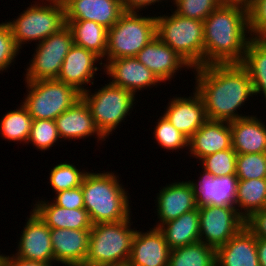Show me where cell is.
Here are the masks:
<instances>
[{
    "label": "cell",
    "mask_w": 266,
    "mask_h": 266,
    "mask_svg": "<svg viewBox=\"0 0 266 266\" xmlns=\"http://www.w3.org/2000/svg\"><path fill=\"white\" fill-rule=\"evenodd\" d=\"M167 245L172 250L200 241L198 207L180 217L160 225Z\"/></svg>",
    "instance_id": "cell-27"
},
{
    "label": "cell",
    "mask_w": 266,
    "mask_h": 266,
    "mask_svg": "<svg viewBox=\"0 0 266 266\" xmlns=\"http://www.w3.org/2000/svg\"><path fill=\"white\" fill-rule=\"evenodd\" d=\"M197 182L190 180L197 207L205 205L235 206L238 178L236 175L214 177L202 169Z\"/></svg>",
    "instance_id": "cell-19"
},
{
    "label": "cell",
    "mask_w": 266,
    "mask_h": 266,
    "mask_svg": "<svg viewBox=\"0 0 266 266\" xmlns=\"http://www.w3.org/2000/svg\"><path fill=\"white\" fill-rule=\"evenodd\" d=\"M2 257H3V254H0V266H1Z\"/></svg>",
    "instance_id": "cell-49"
},
{
    "label": "cell",
    "mask_w": 266,
    "mask_h": 266,
    "mask_svg": "<svg viewBox=\"0 0 266 266\" xmlns=\"http://www.w3.org/2000/svg\"><path fill=\"white\" fill-rule=\"evenodd\" d=\"M55 199L51 200L55 205L65 209H81L84 208L83 192L81 186L62 190L55 193Z\"/></svg>",
    "instance_id": "cell-41"
},
{
    "label": "cell",
    "mask_w": 266,
    "mask_h": 266,
    "mask_svg": "<svg viewBox=\"0 0 266 266\" xmlns=\"http://www.w3.org/2000/svg\"><path fill=\"white\" fill-rule=\"evenodd\" d=\"M198 211L200 241L216 249L245 226L246 220L235 206L205 205Z\"/></svg>",
    "instance_id": "cell-11"
},
{
    "label": "cell",
    "mask_w": 266,
    "mask_h": 266,
    "mask_svg": "<svg viewBox=\"0 0 266 266\" xmlns=\"http://www.w3.org/2000/svg\"><path fill=\"white\" fill-rule=\"evenodd\" d=\"M189 97L173 96L163 113L165 118L187 138H190L207 121L201 96L193 90Z\"/></svg>",
    "instance_id": "cell-15"
},
{
    "label": "cell",
    "mask_w": 266,
    "mask_h": 266,
    "mask_svg": "<svg viewBox=\"0 0 266 266\" xmlns=\"http://www.w3.org/2000/svg\"><path fill=\"white\" fill-rule=\"evenodd\" d=\"M168 266H216V248L201 241L174 248Z\"/></svg>",
    "instance_id": "cell-31"
},
{
    "label": "cell",
    "mask_w": 266,
    "mask_h": 266,
    "mask_svg": "<svg viewBox=\"0 0 266 266\" xmlns=\"http://www.w3.org/2000/svg\"><path fill=\"white\" fill-rule=\"evenodd\" d=\"M191 71L207 120L232 122L249 116L238 112L254 96L249 73L241 64H211Z\"/></svg>",
    "instance_id": "cell-1"
},
{
    "label": "cell",
    "mask_w": 266,
    "mask_h": 266,
    "mask_svg": "<svg viewBox=\"0 0 266 266\" xmlns=\"http://www.w3.org/2000/svg\"><path fill=\"white\" fill-rule=\"evenodd\" d=\"M74 163H59L55 165L49 173L50 187L54 193L74 189L81 186L84 176L87 174L86 170L80 171Z\"/></svg>",
    "instance_id": "cell-33"
},
{
    "label": "cell",
    "mask_w": 266,
    "mask_h": 266,
    "mask_svg": "<svg viewBox=\"0 0 266 266\" xmlns=\"http://www.w3.org/2000/svg\"><path fill=\"white\" fill-rule=\"evenodd\" d=\"M33 210L49 228L56 229H91L92 223L85 208L65 209L49 200L35 201Z\"/></svg>",
    "instance_id": "cell-26"
},
{
    "label": "cell",
    "mask_w": 266,
    "mask_h": 266,
    "mask_svg": "<svg viewBox=\"0 0 266 266\" xmlns=\"http://www.w3.org/2000/svg\"><path fill=\"white\" fill-rule=\"evenodd\" d=\"M153 135L156 143L160 148L176 152L179 149H189V138L177 130L164 115L160 116L158 121L155 122ZM172 150V151H171Z\"/></svg>",
    "instance_id": "cell-34"
},
{
    "label": "cell",
    "mask_w": 266,
    "mask_h": 266,
    "mask_svg": "<svg viewBox=\"0 0 266 266\" xmlns=\"http://www.w3.org/2000/svg\"><path fill=\"white\" fill-rule=\"evenodd\" d=\"M97 62L102 66L101 68L97 67ZM102 69H104V64L98 55L74 44L64 58L57 80L83 93L88 89L87 84L94 85V76L98 70Z\"/></svg>",
    "instance_id": "cell-14"
},
{
    "label": "cell",
    "mask_w": 266,
    "mask_h": 266,
    "mask_svg": "<svg viewBox=\"0 0 266 266\" xmlns=\"http://www.w3.org/2000/svg\"><path fill=\"white\" fill-rule=\"evenodd\" d=\"M41 3H31L16 19L7 21L19 49L32 41L40 43L67 25L64 5Z\"/></svg>",
    "instance_id": "cell-7"
},
{
    "label": "cell",
    "mask_w": 266,
    "mask_h": 266,
    "mask_svg": "<svg viewBox=\"0 0 266 266\" xmlns=\"http://www.w3.org/2000/svg\"><path fill=\"white\" fill-rule=\"evenodd\" d=\"M61 141L65 139L80 140L84 138H97V143L101 140L106 141L105 137L97 129L91 111L85 101L81 98L73 106L61 113L55 119ZM63 139V140H62Z\"/></svg>",
    "instance_id": "cell-21"
},
{
    "label": "cell",
    "mask_w": 266,
    "mask_h": 266,
    "mask_svg": "<svg viewBox=\"0 0 266 266\" xmlns=\"http://www.w3.org/2000/svg\"><path fill=\"white\" fill-rule=\"evenodd\" d=\"M156 195L154 201L157 203L155 204L157 211L155 213L159 220L155 228L197 208L195 192L190 180L166 184Z\"/></svg>",
    "instance_id": "cell-16"
},
{
    "label": "cell",
    "mask_w": 266,
    "mask_h": 266,
    "mask_svg": "<svg viewBox=\"0 0 266 266\" xmlns=\"http://www.w3.org/2000/svg\"><path fill=\"white\" fill-rule=\"evenodd\" d=\"M171 249L159 228L136 231L128 260L130 266H168Z\"/></svg>",
    "instance_id": "cell-20"
},
{
    "label": "cell",
    "mask_w": 266,
    "mask_h": 266,
    "mask_svg": "<svg viewBox=\"0 0 266 266\" xmlns=\"http://www.w3.org/2000/svg\"><path fill=\"white\" fill-rule=\"evenodd\" d=\"M232 148L229 122L207 120L189 138V154L199 161L207 155Z\"/></svg>",
    "instance_id": "cell-23"
},
{
    "label": "cell",
    "mask_w": 266,
    "mask_h": 266,
    "mask_svg": "<svg viewBox=\"0 0 266 266\" xmlns=\"http://www.w3.org/2000/svg\"><path fill=\"white\" fill-rule=\"evenodd\" d=\"M26 219L17 243V252L14 255L27 260L54 263L50 228L33 209Z\"/></svg>",
    "instance_id": "cell-13"
},
{
    "label": "cell",
    "mask_w": 266,
    "mask_h": 266,
    "mask_svg": "<svg viewBox=\"0 0 266 266\" xmlns=\"http://www.w3.org/2000/svg\"><path fill=\"white\" fill-rule=\"evenodd\" d=\"M203 25L204 65L241 64L251 39L248 5L223 2Z\"/></svg>",
    "instance_id": "cell-2"
},
{
    "label": "cell",
    "mask_w": 266,
    "mask_h": 266,
    "mask_svg": "<svg viewBox=\"0 0 266 266\" xmlns=\"http://www.w3.org/2000/svg\"><path fill=\"white\" fill-rule=\"evenodd\" d=\"M176 9L173 11L190 19L204 21L208 15L218 8L222 0H171Z\"/></svg>",
    "instance_id": "cell-38"
},
{
    "label": "cell",
    "mask_w": 266,
    "mask_h": 266,
    "mask_svg": "<svg viewBox=\"0 0 266 266\" xmlns=\"http://www.w3.org/2000/svg\"><path fill=\"white\" fill-rule=\"evenodd\" d=\"M106 62V63H105ZM104 72L108 75L111 84L122 87L135 95L149 87H158L162 82L136 57L116 58L105 60ZM161 83V84H160ZM157 86V87H156ZM137 92V93H136Z\"/></svg>",
    "instance_id": "cell-12"
},
{
    "label": "cell",
    "mask_w": 266,
    "mask_h": 266,
    "mask_svg": "<svg viewBox=\"0 0 266 266\" xmlns=\"http://www.w3.org/2000/svg\"><path fill=\"white\" fill-rule=\"evenodd\" d=\"M136 58L164 83L171 82L182 68L192 69L176 51L157 36L138 52Z\"/></svg>",
    "instance_id": "cell-17"
},
{
    "label": "cell",
    "mask_w": 266,
    "mask_h": 266,
    "mask_svg": "<svg viewBox=\"0 0 266 266\" xmlns=\"http://www.w3.org/2000/svg\"><path fill=\"white\" fill-rule=\"evenodd\" d=\"M61 138L56 127L55 120L33 119L29 139L27 144L31 143L37 151H47L59 143Z\"/></svg>",
    "instance_id": "cell-35"
},
{
    "label": "cell",
    "mask_w": 266,
    "mask_h": 266,
    "mask_svg": "<svg viewBox=\"0 0 266 266\" xmlns=\"http://www.w3.org/2000/svg\"><path fill=\"white\" fill-rule=\"evenodd\" d=\"M235 207L245 220L266 208V178L238 180Z\"/></svg>",
    "instance_id": "cell-30"
},
{
    "label": "cell",
    "mask_w": 266,
    "mask_h": 266,
    "mask_svg": "<svg viewBox=\"0 0 266 266\" xmlns=\"http://www.w3.org/2000/svg\"><path fill=\"white\" fill-rule=\"evenodd\" d=\"M156 36V14L142 16L139 12L125 11L107 32L105 60L136 57Z\"/></svg>",
    "instance_id": "cell-6"
},
{
    "label": "cell",
    "mask_w": 266,
    "mask_h": 266,
    "mask_svg": "<svg viewBox=\"0 0 266 266\" xmlns=\"http://www.w3.org/2000/svg\"><path fill=\"white\" fill-rule=\"evenodd\" d=\"M223 2H229V3H242L245 5H248L251 0H222Z\"/></svg>",
    "instance_id": "cell-46"
},
{
    "label": "cell",
    "mask_w": 266,
    "mask_h": 266,
    "mask_svg": "<svg viewBox=\"0 0 266 266\" xmlns=\"http://www.w3.org/2000/svg\"><path fill=\"white\" fill-rule=\"evenodd\" d=\"M101 172H87L81 184L84 208L91 223L95 225L130 218V197L124 185L119 183L120 177L114 171Z\"/></svg>",
    "instance_id": "cell-3"
},
{
    "label": "cell",
    "mask_w": 266,
    "mask_h": 266,
    "mask_svg": "<svg viewBox=\"0 0 266 266\" xmlns=\"http://www.w3.org/2000/svg\"><path fill=\"white\" fill-rule=\"evenodd\" d=\"M164 0H120V3L122 5V8L124 11H128V12H141L142 9H146L148 10L147 6H151L154 5L156 3L159 2L161 4V2H163ZM168 0H165V2Z\"/></svg>",
    "instance_id": "cell-44"
},
{
    "label": "cell",
    "mask_w": 266,
    "mask_h": 266,
    "mask_svg": "<svg viewBox=\"0 0 266 266\" xmlns=\"http://www.w3.org/2000/svg\"><path fill=\"white\" fill-rule=\"evenodd\" d=\"M237 153L233 148L205 156L199 162L202 169L214 177L236 175Z\"/></svg>",
    "instance_id": "cell-36"
},
{
    "label": "cell",
    "mask_w": 266,
    "mask_h": 266,
    "mask_svg": "<svg viewBox=\"0 0 266 266\" xmlns=\"http://www.w3.org/2000/svg\"><path fill=\"white\" fill-rule=\"evenodd\" d=\"M216 266H260L256 237L246 226L216 249Z\"/></svg>",
    "instance_id": "cell-24"
},
{
    "label": "cell",
    "mask_w": 266,
    "mask_h": 266,
    "mask_svg": "<svg viewBox=\"0 0 266 266\" xmlns=\"http://www.w3.org/2000/svg\"><path fill=\"white\" fill-rule=\"evenodd\" d=\"M32 117L27 109L20 103V106L11 111H7L0 119V135L3 140L9 142H20L27 145L29 139Z\"/></svg>",
    "instance_id": "cell-32"
},
{
    "label": "cell",
    "mask_w": 266,
    "mask_h": 266,
    "mask_svg": "<svg viewBox=\"0 0 266 266\" xmlns=\"http://www.w3.org/2000/svg\"><path fill=\"white\" fill-rule=\"evenodd\" d=\"M245 226L258 238H266V208L254 212L246 219Z\"/></svg>",
    "instance_id": "cell-42"
},
{
    "label": "cell",
    "mask_w": 266,
    "mask_h": 266,
    "mask_svg": "<svg viewBox=\"0 0 266 266\" xmlns=\"http://www.w3.org/2000/svg\"><path fill=\"white\" fill-rule=\"evenodd\" d=\"M264 133H265V139H266V125H265V122H264ZM266 153V151H265Z\"/></svg>",
    "instance_id": "cell-48"
},
{
    "label": "cell",
    "mask_w": 266,
    "mask_h": 266,
    "mask_svg": "<svg viewBox=\"0 0 266 266\" xmlns=\"http://www.w3.org/2000/svg\"><path fill=\"white\" fill-rule=\"evenodd\" d=\"M10 255L11 256L3 254L1 266H53L54 264L19 258L14 254Z\"/></svg>",
    "instance_id": "cell-43"
},
{
    "label": "cell",
    "mask_w": 266,
    "mask_h": 266,
    "mask_svg": "<svg viewBox=\"0 0 266 266\" xmlns=\"http://www.w3.org/2000/svg\"><path fill=\"white\" fill-rule=\"evenodd\" d=\"M93 92L88 88L81 93V98L88 105L97 129L107 138L130 116L136 95L110 82Z\"/></svg>",
    "instance_id": "cell-8"
},
{
    "label": "cell",
    "mask_w": 266,
    "mask_h": 266,
    "mask_svg": "<svg viewBox=\"0 0 266 266\" xmlns=\"http://www.w3.org/2000/svg\"><path fill=\"white\" fill-rule=\"evenodd\" d=\"M241 65L249 73L254 95L263 94L266 104V42L263 39L249 40Z\"/></svg>",
    "instance_id": "cell-29"
},
{
    "label": "cell",
    "mask_w": 266,
    "mask_h": 266,
    "mask_svg": "<svg viewBox=\"0 0 266 266\" xmlns=\"http://www.w3.org/2000/svg\"><path fill=\"white\" fill-rule=\"evenodd\" d=\"M44 2V0H40V2ZM51 2L55 4L65 5L69 0H45V2Z\"/></svg>",
    "instance_id": "cell-47"
},
{
    "label": "cell",
    "mask_w": 266,
    "mask_h": 266,
    "mask_svg": "<svg viewBox=\"0 0 266 266\" xmlns=\"http://www.w3.org/2000/svg\"><path fill=\"white\" fill-rule=\"evenodd\" d=\"M71 29L74 44L94 52L105 61L108 29L94 21L66 20Z\"/></svg>",
    "instance_id": "cell-28"
},
{
    "label": "cell",
    "mask_w": 266,
    "mask_h": 266,
    "mask_svg": "<svg viewBox=\"0 0 266 266\" xmlns=\"http://www.w3.org/2000/svg\"><path fill=\"white\" fill-rule=\"evenodd\" d=\"M66 20H88L110 29L125 12L120 0H69Z\"/></svg>",
    "instance_id": "cell-22"
},
{
    "label": "cell",
    "mask_w": 266,
    "mask_h": 266,
    "mask_svg": "<svg viewBox=\"0 0 266 266\" xmlns=\"http://www.w3.org/2000/svg\"><path fill=\"white\" fill-rule=\"evenodd\" d=\"M27 94L21 104L32 119L55 120L81 99V93L57 79L25 81Z\"/></svg>",
    "instance_id": "cell-9"
},
{
    "label": "cell",
    "mask_w": 266,
    "mask_h": 266,
    "mask_svg": "<svg viewBox=\"0 0 266 266\" xmlns=\"http://www.w3.org/2000/svg\"><path fill=\"white\" fill-rule=\"evenodd\" d=\"M238 180L266 178V153L237 154Z\"/></svg>",
    "instance_id": "cell-37"
},
{
    "label": "cell",
    "mask_w": 266,
    "mask_h": 266,
    "mask_svg": "<svg viewBox=\"0 0 266 266\" xmlns=\"http://www.w3.org/2000/svg\"><path fill=\"white\" fill-rule=\"evenodd\" d=\"M35 51L29 66L25 69V81L57 79L64 58L74 45L71 29L66 25L40 43H35Z\"/></svg>",
    "instance_id": "cell-10"
},
{
    "label": "cell",
    "mask_w": 266,
    "mask_h": 266,
    "mask_svg": "<svg viewBox=\"0 0 266 266\" xmlns=\"http://www.w3.org/2000/svg\"><path fill=\"white\" fill-rule=\"evenodd\" d=\"M132 223L130 217L123 221L92 225L84 266L128 264L133 238L137 231L131 228Z\"/></svg>",
    "instance_id": "cell-4"
},
{
    "label": "cell",
    "mask_w": 266,
    "mask_h": 266,
    "mask_svg": "<svg viewBox=\"0 0 266 266\" xmlns=\"http://www.w3.org/2000/svg\"><path fill=\"white\" fill-rule=\"evenodd\" d=\"M232 148L237 154L265 153L264 122L257 115H249L229 122Z\"/></svg>",
    "instance_id": "cell-25"
},
{
    "label": "cell",
    "mask_w": 266,
    "mask_h": 266,
    "mask_svg": "<svg viewBox=\"0 0 266 266\" xmlns=\"http://www.w3.org/2000/svg\"><path fill=\"white\" fill-rule=\"evenodd\" d=\"M19 53L21 51L14 41L8 22L0 23V73L15 63Z\"/></svg>",
    "instance_id": "cell-39"
},
{
    "label": "cell",
    "mask_w": 266,
    "mask_h": 266,
    "mask_svg": "<svg viewBox=\"0 0 266 266\" xmlns=\"http://www.w3.org/2000/svg\"><path fill=\"white\" fill-rule=\"evenodd\" d=\"M249 34L254 39L266 37V0H251L248 4Z\"/></svg>",
    "instance_id": "cell-40"
},
{
    "label": "cell",
    "mask_w": 266,
    "mask_h": 266,
    "mask_svg": "<svg viewBox=\"0 0 266 266\" xmlns=\"http://www.w3.org/2000/svg\"><path fill=\"white\" fill-rule=\"evenodd\" d=\"M156 16V36L170 46L192 69L204 66L203 21L190 19L172 11Z\"/></svg>",
    "instance_id": "cell-5"
},
{
    "label": "cell",
    "mask_w": 266,
    "mask_h": 266,
    "mask_svg": "<svg viewBox=\"0 0 266 266\" xmlns=\"http://www.w3.org/2000/svg\"><path fill=\"white\" fill-rule=\"evenodd\" d=\"M91 229L50 228L55 263L63 266H84L88 255Z\"/></svg>",
    "instance_id": "cell-18"
},
{
    "label": "cell",
    "mask_w": 266,
    "mask_h": 266,
    "mask_svg": "<svg viewBox=\"0 0 266 266\" xmlns=\"http://www.w3.org/2000/svg\"><path fill=\"white\" fill-rule=\"evenodd\" d=\"M257 253L260 266H266V238L256 237Z\"/></svg>",
    "instance_id": "cell-45"
}]
</instances>
